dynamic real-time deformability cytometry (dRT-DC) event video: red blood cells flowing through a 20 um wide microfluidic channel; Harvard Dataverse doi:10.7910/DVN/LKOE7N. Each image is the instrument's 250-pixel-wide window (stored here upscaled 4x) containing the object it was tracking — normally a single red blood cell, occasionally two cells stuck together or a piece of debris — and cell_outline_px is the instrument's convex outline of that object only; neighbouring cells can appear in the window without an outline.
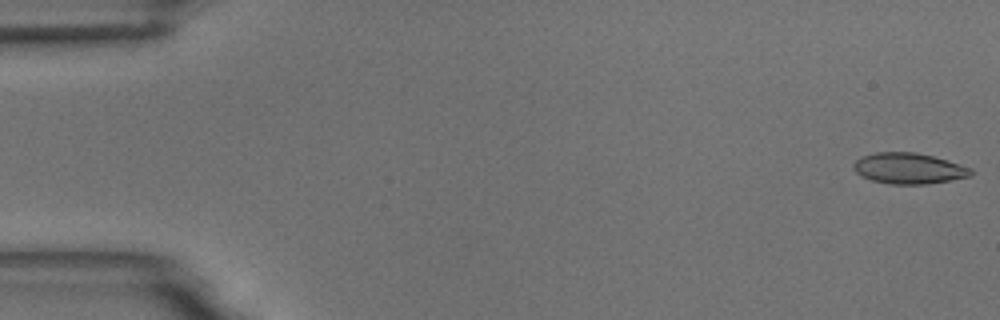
{"species": "common noctule bat (a hibernating species)", "species_latin": "Nyctalus noctula", "temperature_condition": "room temperature", "stored_images_in_passage": 17, "camera_frame_rate_fps": 3000, "um_per_image_px": 0.085, "animal": {"sex": "male", "body_mass_g": 18.8}, "frame": {"image": 1, "passage_image": 1, "time_ms": 0.0, "image_size_px": [1000, 320], "cell_outline_px": [[972, 176], [924, 184], [892, 184], [872, 180], [860, 176], [852, 168], [852, 164], [860, 156], [876, 152], [916, 152], [948, 160], [972, 168]], "centroid_in_image_um": [77.21, 14.3], "position_along_channel_um": 7.8, "area_um2": 21.15}}